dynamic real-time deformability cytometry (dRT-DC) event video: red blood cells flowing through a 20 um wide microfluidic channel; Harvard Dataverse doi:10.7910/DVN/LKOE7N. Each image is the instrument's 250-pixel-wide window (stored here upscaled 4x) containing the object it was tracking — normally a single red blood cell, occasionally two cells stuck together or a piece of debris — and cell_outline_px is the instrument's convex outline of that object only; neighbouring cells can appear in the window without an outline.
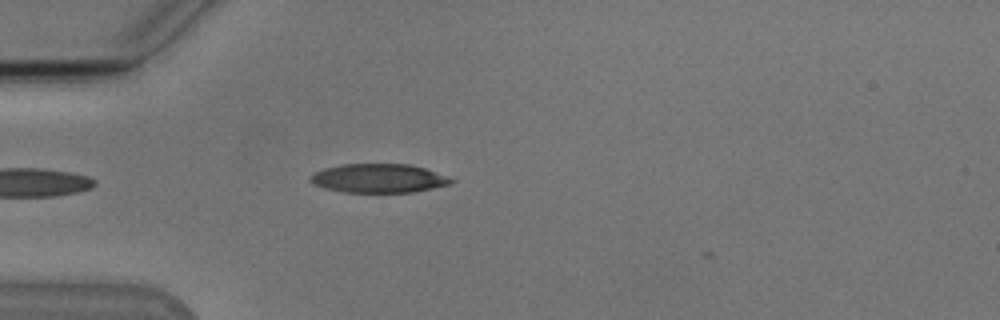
{"species": "Egyptian fruit bat (a non-hibernating species)", "species_latin": "Rousettus aegyptiacus", "temperature_condition": "cold", "stored_images_in_passage": 7, "camera_frame_rate_fps": 3000, "um_per_image_px": 0.085, "animal": {"sex": "male"}, "frame": {"image": 1, "passage_image": 5, "time_ms": 1.333, "image_size_px": [1000, 320], "cell_outline_px": [[456, 180], [452, 184], [412, 192], [344, 192], [324, 188], [312, 184], [308, 180], [308, 176], [312, 172], [324, 168], [340, 164], [408, 164], [424, 168], [448, 176]], "centroid_in_image_um": [32.14, 15.15], "position_along_channel_um": 52.9, "area_um2": 23.93}}